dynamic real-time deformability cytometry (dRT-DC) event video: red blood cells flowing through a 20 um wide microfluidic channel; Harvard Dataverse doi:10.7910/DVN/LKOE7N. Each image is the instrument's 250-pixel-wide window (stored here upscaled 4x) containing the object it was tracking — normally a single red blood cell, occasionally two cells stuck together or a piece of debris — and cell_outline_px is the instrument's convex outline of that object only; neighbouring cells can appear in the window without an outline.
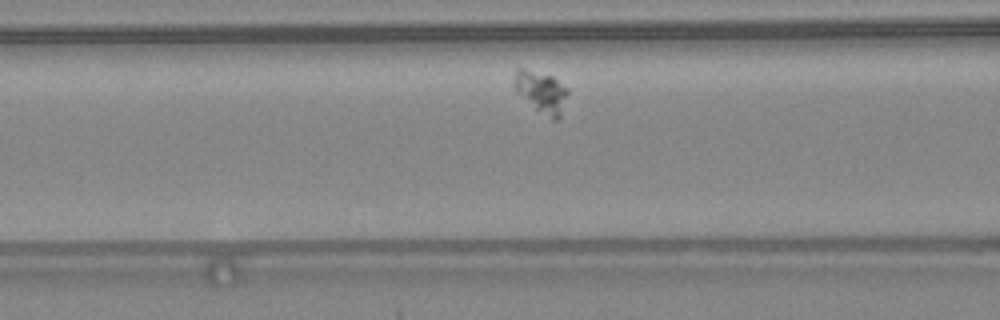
{"species": "common noctule bat (a hibernating species)", "species_latin": "Nyctalus noctula", "temperature_condition": "warm", "stored_images_in_passage": 31, "camera_frame_rate_fps": 3000, "um_per_image_px": 0.085, "animal": {"sex": "female", "body_mass_g": 24.6, "forearm_length_mm": 56.2}, "frame": {"image": 1, "passage_image": 6, "time_ms": 1.667, "image_size_px": [1000, 320], "cell_outline_px": [[568, 92], [560, 116], [556, 120], [552, 120], [536, 108], [516, 92], [512, 84], [516, 68], [524, 68], [552, 76], [568, 88]], "centroid_in_image_um": [45.99, 7.78], "position_along_channel_um": 120.6, "area_um2": 12.89}}
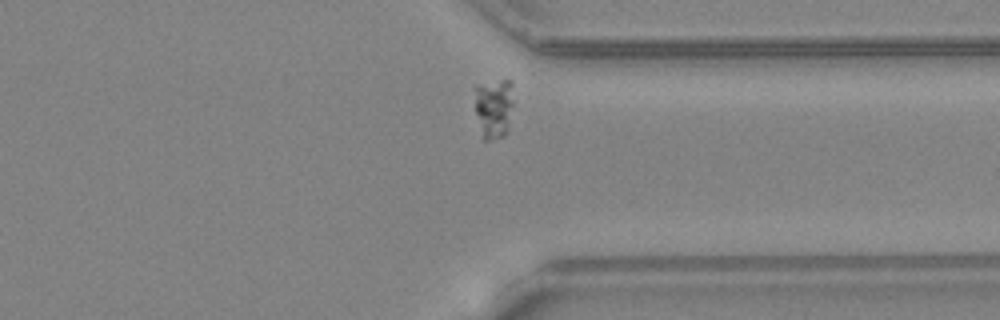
{"frame": {"image": 2, "passage_image": 25, "time_ms": 8.0, "image_size_px": [1000, 320], "cell_outline_px": [[512, 104], [508, 128], [504, 136], [492, 140], [484, 140], [476, 112], [476, 84], [500, 80], [512, 80]], "centroid_in_image_um": [41.99, 9.16], "position_along_channel_um": 369.4, "area_um2": 13.35}}
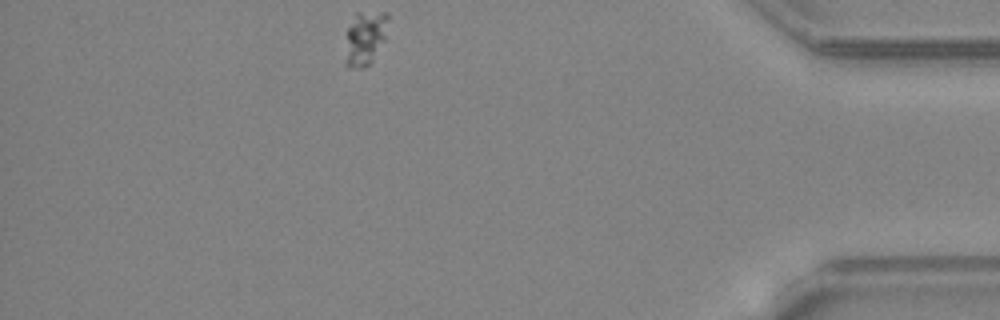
{"frame": {"image": 3, "passage_image": 31, "time_ms": 10.0, "image_size_px": [1000, 320], "cell_outline_px": [[388, 20], [384, 40], [372, 60], [364, 68], [348, 68], [344, 64], [348, 28], [356, 12], [388, 12]], "centroid_in_image_um": [31.01, 3.24], "position_along_channel_um": 404.2, "area_um2": 13.41}}